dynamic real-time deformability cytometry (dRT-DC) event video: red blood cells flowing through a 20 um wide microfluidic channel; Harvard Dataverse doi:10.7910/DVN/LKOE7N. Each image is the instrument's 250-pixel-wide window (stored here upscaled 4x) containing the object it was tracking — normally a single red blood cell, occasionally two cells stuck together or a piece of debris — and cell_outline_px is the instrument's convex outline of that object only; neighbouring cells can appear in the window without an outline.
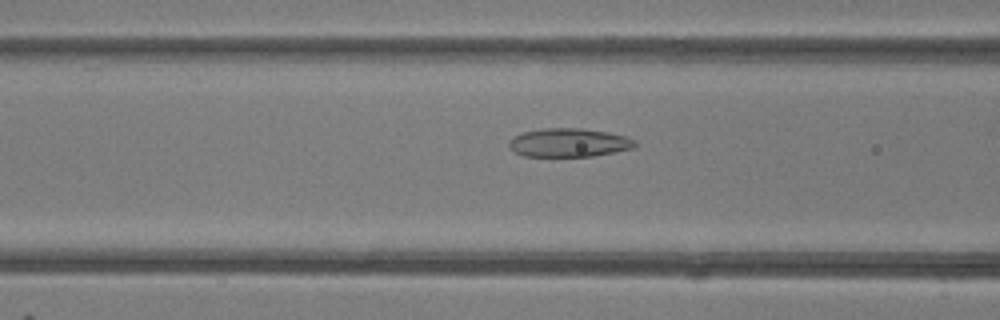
{"species": "common noctule bat (a hibernating species)", "species_latin": "Nyctalus noctula", "temperature_condition": "room temperature", "stored_images_in_passage": 48, "camera_frame_rate_fps": 3000, "um_per_image_px": 0.085, "animal": {"sex": "female"}, "frame": {"image": 1, "passage_image": 19, "time_ms": 6.0, "image_size_px": [1000, 320], "cell_outline_px": [[636, 144], [632, 148], [592, 156], [524, 156], [516, 152], [508, 144], [508, 140], [524, 132], [544, 128], [584, 128], [608, 132], [628, 136], [636, 140]], "centroid_in_image_um": [48.38, 12.11], "position_along_channel_um": 118.2, "area_um2": 20.87}}
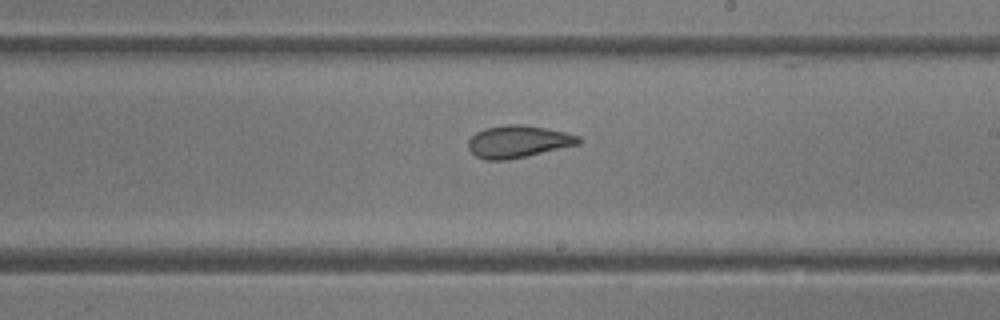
{"frame": {"image": 2, "passage_image": 28, "time_ms": 9.0, "image_size_px": [1000, 320], "cell_outline_px": [[580, 144], [508, 160], [484, 160], [476, 156], [468, 148], [468, 140], [476, 132], [484, 128], [504, 124], [520, 124], [544, 128], [564, 132], [580, 136]], "centroid_in_image_um": [44.01, 12.03], "position_along_channel_um": 245.0, "area_um2": 20.69}}
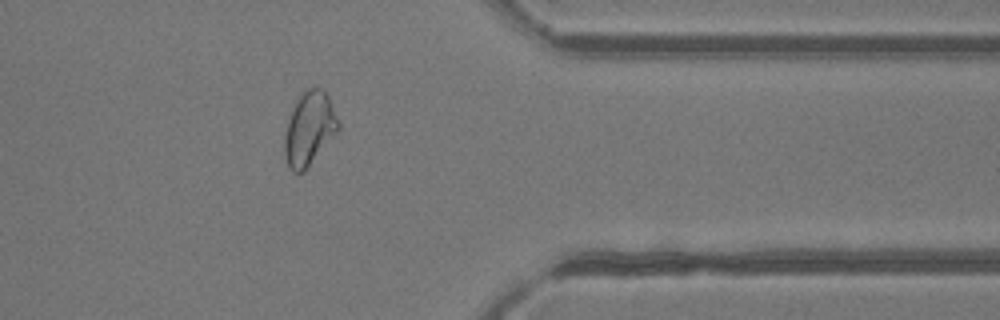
{"frame": {"image": 3, "passage_image": 39, "time_ms": 12.667, "image_size_px": [1000, 320], "cell_outline_px": [[340, 128], [304, 172], [292, 172], [288, 168], [284, 152], [284, 136], [288, 120], [292, 108], [296, 100], [308, 88], [324, 88], [332, 104], [340, 124]], "centroid_in_image_um": [26.28, 10.94], "position_along_channel_um": 385.1, "area_um2": 23.0}, "authors_computed_cell_mechanics": {"area_um2": 23.8425, "velocity_mm_per_s": 4.2226, "shape_relaxation_time_tau1_ms": null, "shape_relaxation_time_tau2_ms": 1.4845, "deformation_change_tau1": null, "deformation_change_tau2": 0.0859}}